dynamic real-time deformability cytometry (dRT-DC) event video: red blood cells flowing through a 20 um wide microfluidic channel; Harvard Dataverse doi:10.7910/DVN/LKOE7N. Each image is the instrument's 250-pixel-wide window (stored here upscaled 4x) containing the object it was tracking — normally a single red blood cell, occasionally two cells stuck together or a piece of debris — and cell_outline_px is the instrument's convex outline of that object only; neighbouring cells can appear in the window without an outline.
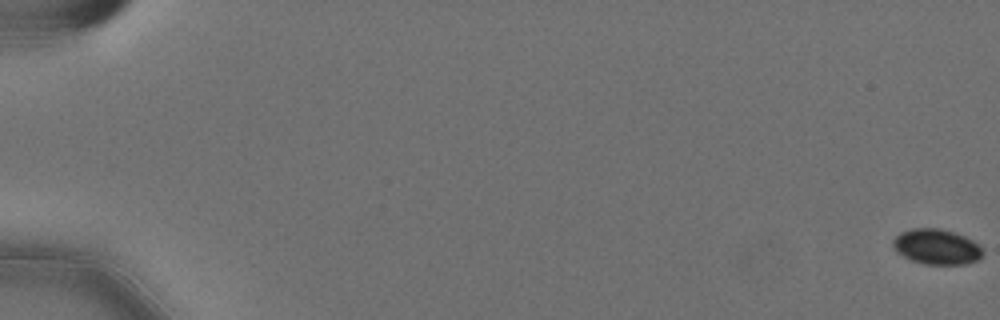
{"species": "Egyptian fruit bat (a non-hibernating species)", "species_latin": "Rousettus aegyptiacus", "temperature_condition": "cold", "stored_images_in_passage": 59, "camera_frame_rate_fps": 3000, "um_per_image_px": 0.085, "animal": {"sex": "female"}, "frame": {"image": 1, "passage_image": 1, "time_ms": 0.0, "image_size_px": [1000, 320], "cell_outline_px": [[984, 252], [976, 260], [964, 264], [924, 264], [912, 260], [896, 252], [892, 244], [892, 240], [900, 232], [912, 228], [940, 228], [956, 232], [972, 240]], "centroid_in_image_um": [79.57, 20.96], "position_along_channel_um": 5.4, "area_um2": 18.38}}
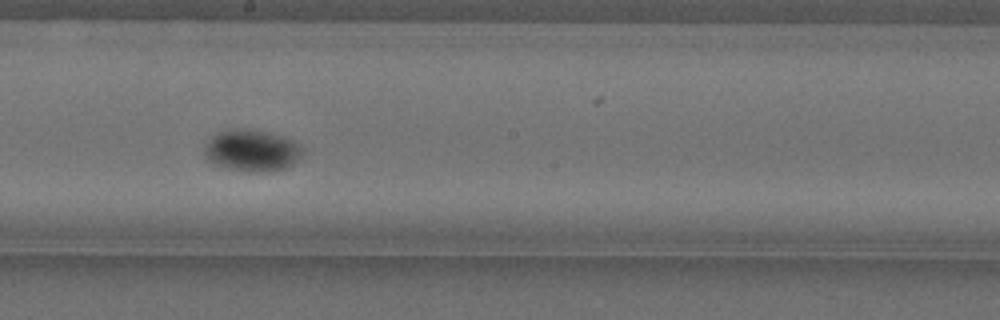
{"frame": {"image": 2, "passage_image": 35, "time_ms": 11.333, "image_size_px": [1000, 320], "cell_outline_px": [[304, 152], [292, 164], [284, 168], [260, 172], [248, 172], [228, 168], [216, 164], [208, 160], [204, 156], [204, 144], [216, 132], [232, 128], [248, 128], [268, 132], [284, 136], [300, 144]], "centroid_in_image_um": [21.38, 12.76], "position_along_channel_um": 226.8, "area_um2": 24.04}}
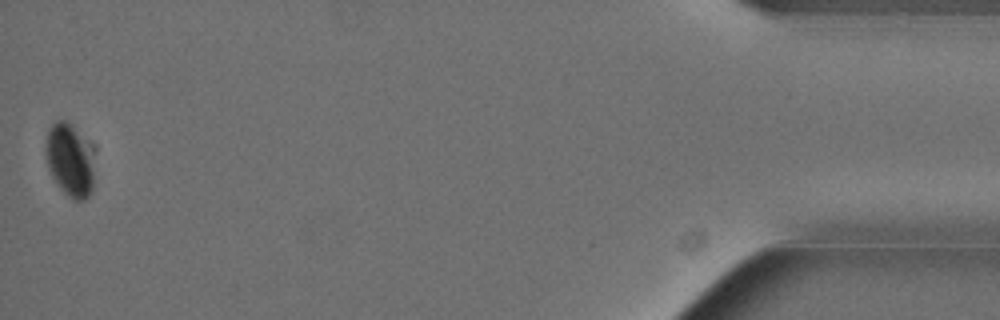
{"frame": {"image": 3, "passage_image": 59, "time_ms": 19.333, "image_size_px": [1000, 320], "cell_outline_px": [[92, 192], [84, 200], [72, 200], [56, 184], [48, 168], [44, 148], [48, 128], [56, 120], [64, 120], [76, 132], [92, 168]], "centroid_in_image_um": [5.8, 13.7], "position_along_channel_um": 429.4, "area_um2": 19.25}}